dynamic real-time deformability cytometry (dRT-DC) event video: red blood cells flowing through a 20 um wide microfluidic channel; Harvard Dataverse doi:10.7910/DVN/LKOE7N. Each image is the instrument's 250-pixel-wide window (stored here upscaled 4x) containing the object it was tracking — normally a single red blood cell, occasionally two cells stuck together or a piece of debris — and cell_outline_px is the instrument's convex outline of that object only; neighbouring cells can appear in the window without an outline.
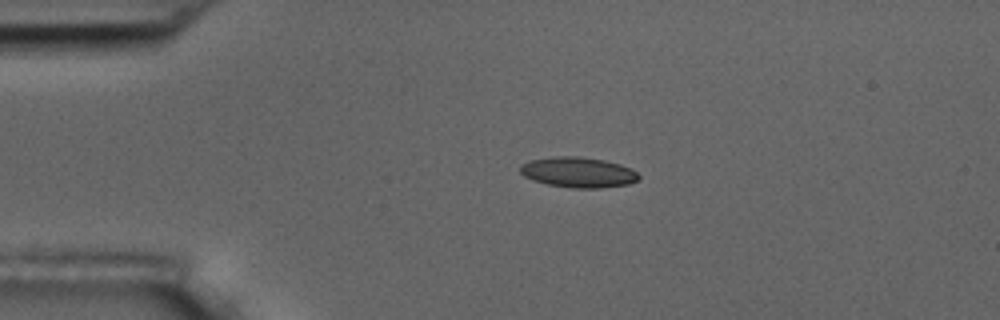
{"species": "common noctule bat (a hibernating species)", "species_latin": "Nyctalus noctula", "temperature_condition": "room temperature", "stored_images_in_passage": 3, "camera_frame_rate_fps": 3000, "um_per_image_px": 0.085, "animal": {"sex": "male", "body_mass_g": 17.5, "forearm_length_mm": 52.3}, "frame": {"image": 1, "passage_image": 1, "time_ms": 0.0, "image_size_px": [1000, 320], "cell_outline_px": [[640, 180], [628, 184], [600, 188], [572, 188], [548, 184], [532, 180], [524, 176], [520, 172], [520, 164], [528, 160], [556, 156], [580, 156], [604, 160], [620, 164], [632, 168], [640, 176]], "centroid_in_image_um": [49.15, 14.64], "position_along_channel_um": 35.9, "area_um2": 21.21}}
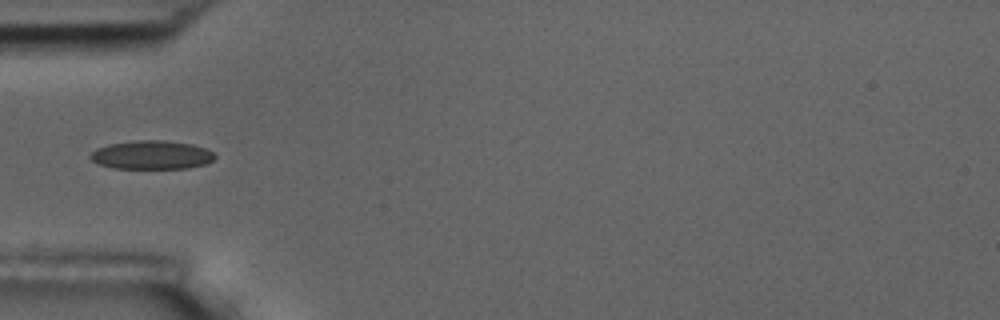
{"frame": {"image": 2, "passage_image": 3, "time_ms": 2.0, "image_size_px": [1000, 320], "cell_outline_px": [[216, 156], [208, 164], [188, 168], [112, 168], [100, 164], [92, 160], [88, 156], [96, 148], [108, 144], [136, 140], [164, 140], [192, 144], [208, 148]], "centroid_in_image_um": [12.91, 13.16], "position_along_channel_um": 72.1, "area_um2": 20.92}}